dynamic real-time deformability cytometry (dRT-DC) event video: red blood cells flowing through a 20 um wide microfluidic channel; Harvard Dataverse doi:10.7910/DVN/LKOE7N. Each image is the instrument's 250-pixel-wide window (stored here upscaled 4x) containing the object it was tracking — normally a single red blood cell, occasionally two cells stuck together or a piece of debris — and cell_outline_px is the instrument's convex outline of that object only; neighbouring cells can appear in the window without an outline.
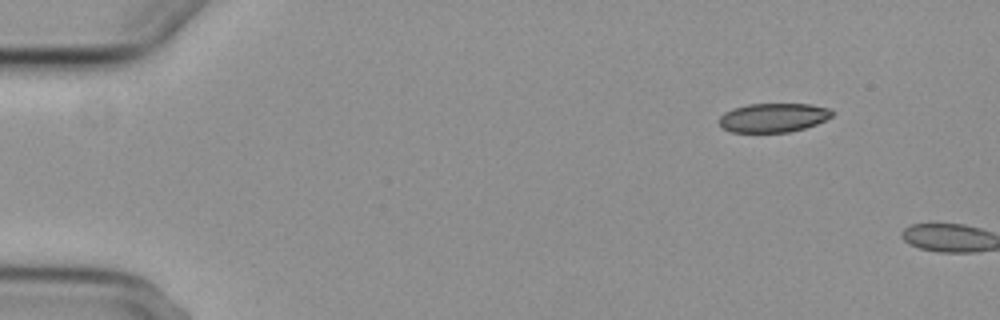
{"species": "common noctule bat (a hibernating species)", "species_latin": "Nyctalus noctula", "temperature_condition": "cold", "stored_images_in_passage": 3, "camera_frame_rate_fps": 3000, "um_per_image_px": 0.085, "animal": {"sex": "female", "body_mass_g": 29.2, "forearm_length_mm": 56.3}, "frame": {"image": 1, "passage_image": 1, "time_ms": 0.0, "image_size_px": [1000, 320], "cell_outline_px": [[832, 116], [816, 124], [804, 128], [788, 132], [732, 132], [724, 128], [716, 120], [724, 112], [732, 108], [748, 104], [808, 104], [832, 108]], "centroid_in_image_um": [65.7, 9.99], "position_along_channel_um": 19.3, "area_um2": 19.13}}